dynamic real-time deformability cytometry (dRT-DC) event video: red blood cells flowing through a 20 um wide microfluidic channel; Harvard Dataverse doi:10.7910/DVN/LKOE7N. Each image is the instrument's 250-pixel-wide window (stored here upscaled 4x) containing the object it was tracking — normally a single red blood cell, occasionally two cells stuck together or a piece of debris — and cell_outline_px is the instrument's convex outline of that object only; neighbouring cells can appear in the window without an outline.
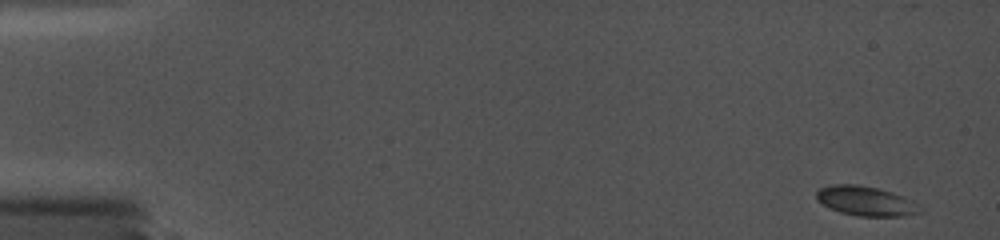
{"species": "common noctule bat (a hibernating species)", "species_latin": "Nyctalus noctula", "temperature_condition": "cold", "stored_images_in_passage": 39, "camera_frame_rate_fps": 5000, "um_per_image_px": 0.085, "animal": {"sex": "female", "body_mass_g": 19.0, "forearm_length_mm": 56.7}, "frame": {"image": 1, "passage_image": 1, "time_ms": 0.0, "image_size_px": [1000, 240], "cell_outline_px": [[924, 212], [904, 216], [856, 216], [840, 212], [816, 200], [816, 192], [820, 188], [828, 184], [856, 184], [876, 188], [892, 192], [904, 196], [912, 200]], "centroid_in_image_um": [73.59, 17.08], "position_along_channel_um": 11.4, "area_um2": 17.86}}
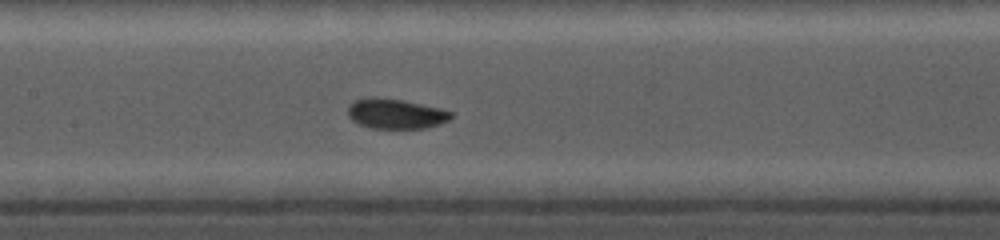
{"frame": {"image": 2, "passage_image": 24, "time_ms": 8.2, "image_size_px": [1000, 240], "cell_outline_px": [[452, 116], [448, 120], [424, 128], [372, 128], [360, 124], [352, 120], [348, 116], [348, 104], [352, 100], [372, 96], [376, 96], [404, 100], [440, 108], [452, 112]], "centroid_in_image_um": [33.57, 9.64], "position_along_channel_um": 173.8, "area_um2": 18.09}}
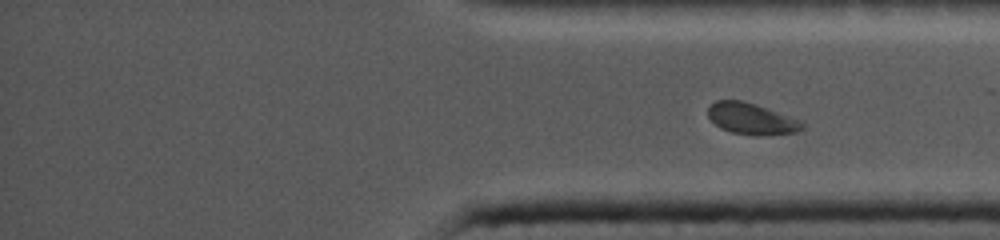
{"frame": {"image": 3, "passage_image": 39, "time_ms": 13.4, "image_size_px": [1000, 240], "cell_outline_px": [[804, 128], [796, 132], [760, 136], [732, 132], [720, 128], [708, 116], [708, 108], [716, 100], [744, 100], [804, 120]], "centroid_in_image_um": [63.93, 10.09], "position_along_channel_um": 371.3, "area_um2": 17.4}}